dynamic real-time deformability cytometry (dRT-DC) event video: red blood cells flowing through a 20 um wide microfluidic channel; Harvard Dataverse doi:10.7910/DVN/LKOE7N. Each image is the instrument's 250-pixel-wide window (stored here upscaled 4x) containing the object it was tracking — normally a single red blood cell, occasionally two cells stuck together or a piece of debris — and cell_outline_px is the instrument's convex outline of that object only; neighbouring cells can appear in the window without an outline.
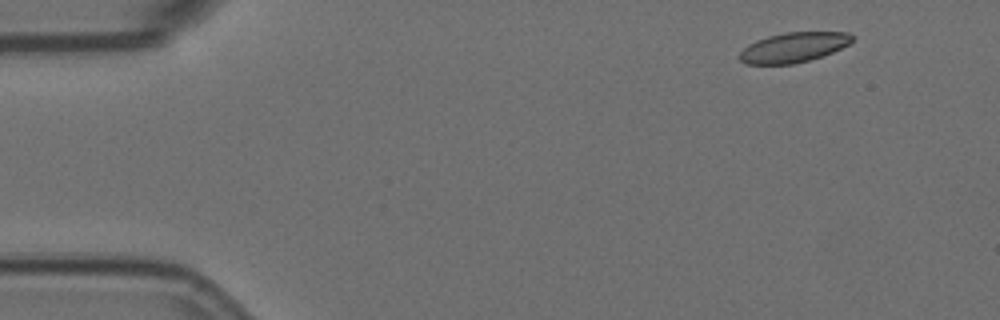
{"species": "Egyptian fruit bat (a non-hibernating species)", "species_latin": "Rousettus aegyptiacus", "temperature_condition": "room temperature", "stored_images_in_passage": 5, "segment_of_instrument_passage": [2, 2], "camera_frame_rate_fps": 3000, "um_per_image_px": 0.085, "animal": {"sex": "female"}, "frame": {"image": 1, "passage_image": 5, "time_ms": 1.333, "image_size_px": [1000, 320], "cell_outline_px": [[856, 36], [848, 44], [832, 52], [808, 60], [792, 64], [748, 64], [740, 60], [740, 52], [748, 44], [756, 40], [768, 36], [784, 32], [848, 32]], "centroid_in_image_um": [67.45, 4.01], "position_along_channel_um": 17.5, "area_um2": 19.48}}